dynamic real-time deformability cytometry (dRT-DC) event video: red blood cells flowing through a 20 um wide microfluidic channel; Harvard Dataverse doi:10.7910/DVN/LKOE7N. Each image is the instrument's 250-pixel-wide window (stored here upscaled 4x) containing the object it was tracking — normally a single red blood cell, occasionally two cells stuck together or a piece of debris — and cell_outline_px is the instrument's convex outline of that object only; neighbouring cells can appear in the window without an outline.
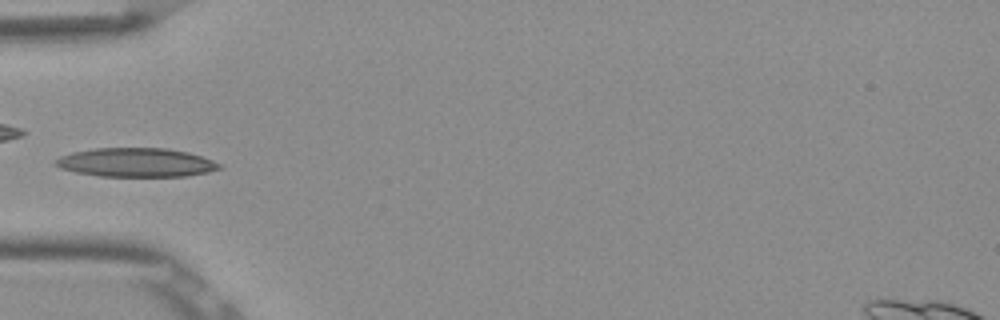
{"species": "Egyptian fruit bat (a non-hibernating species)", "species_latin": "Rousettus aegyptiacus", "temperature_condition": "room temperature", "stored_images_in_passage": 5, "camera_frame_rate_fps": 3000, "um_per_image_px": 0.085, "frame": {"image": 1, "passage_image": 4, "time_ms": 1.0, "image_size_px": [1000, 320], "cell_outline_px": [[224, 168], [208, 172], [188, 176], [100, 176], [76, 172], [60, 168], [52, 164], [52, 160], [60, 156], [72, 152], [96, 148], [168, 148], [188, 152], [212, 160], [220, 164]], "centroid_in_image_um": [11.54, 13.81], "position_along_channel_um": 73.5, "area_um2": 27.74}}
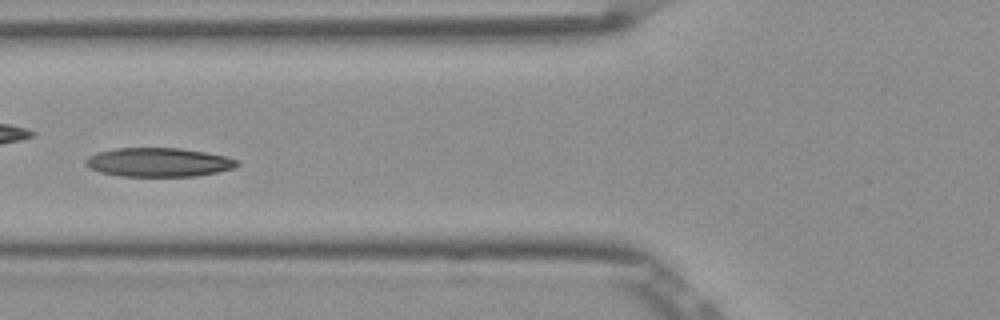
{"frame": {"image": 2, "passage_image": 5, "time_ms": 1.333, "image_size_px": [1000, 320], "cell_outline_px": [[240, 164], [232, 168], [216, 172], [196, 176], [120, 176], [100, 172], [84, 164], [84, 160], [88, 156], [96, 152], [116, 148], [180, 148], [228, 156], [240, 160]], "centroid_in_image_um": [13.48, 13.78], "position_along_channel_um": 112.3, "area_um2": 25.61}}